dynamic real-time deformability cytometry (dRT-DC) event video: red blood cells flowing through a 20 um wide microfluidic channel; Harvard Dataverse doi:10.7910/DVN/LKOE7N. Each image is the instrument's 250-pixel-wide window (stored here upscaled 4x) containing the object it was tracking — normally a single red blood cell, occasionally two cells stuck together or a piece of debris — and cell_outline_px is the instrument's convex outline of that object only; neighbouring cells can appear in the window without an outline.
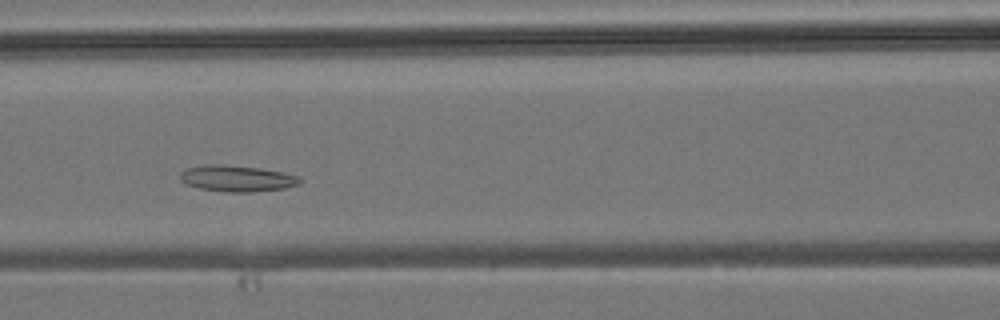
{"species": "common noctule bat (a hibernating species)", "species_latin": "Nyctalus noctula", "temperature_condition": "room temperature", "stored_images_in_passage": 34, "segment_of_instrument_passage": [1, 2], "camera_frame_rate_fps": 3000, "um_per_image_px": 0.085, "animal": {"sex": "male", "body_mass_g": 19.2, "forearm_length_mm": 51.8}, "frame": {"image": 1, "passage_image": 9, "time_ms": 2.667, "image_size_px": [1000, 320], "cell_outline_px": [[300, 184], [284, 188], [252, 192], [228, 192], [200, 188], [184, 184], [180, 180], [180, 172], [188, 168], [204, 164], [220, 164], [260, 168], [284, 172], [300, 176]], "centroid_in_image_um": [20.13, 15.16], "position_along_channel_um": 146.5, "area_um2": 18.38}}
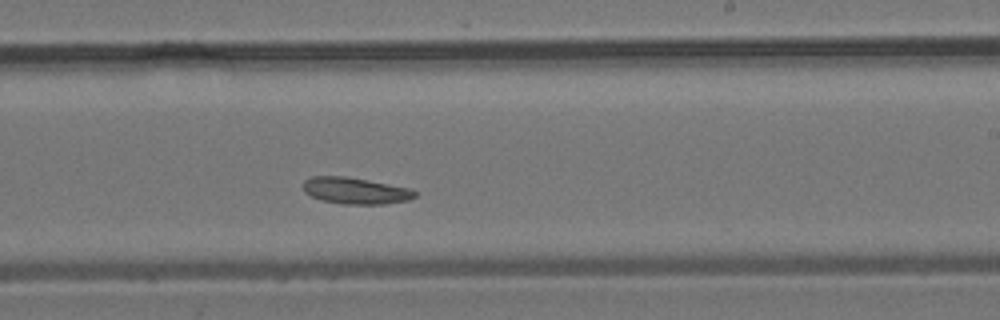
{"frame": {"image": 2, "passage_image": 16, "time_ms": 5.0, "image_size_px": [1000, 320], "cell_outline_px": [[416, 196], [408, 200], [384, 204], [344, 204], [324, 200], [312, 196], [304, 192], [304, 180], [312, 176], [344, 176], [368, 180], [412, 188], [416, 192]], "centroid_in_image_um": [30.24, 16.2], "position_along_channel_um": 258.8, "area_um2": 17.17}}
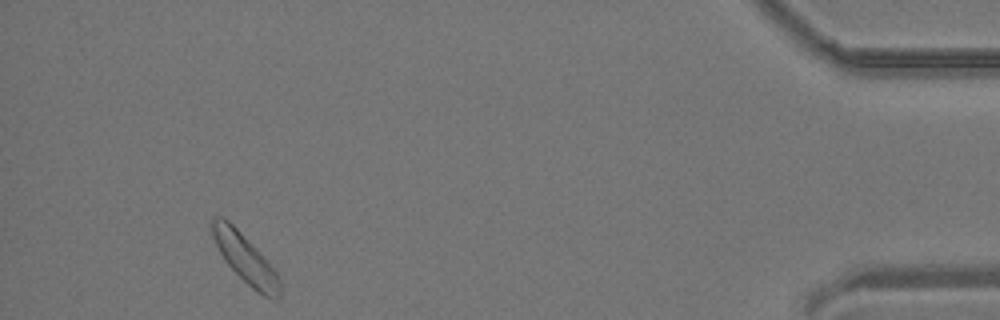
{"frame": {"image": 3, "passage_image": 30, "time_ms": 9.667, "image_size_px": [1000, 320], "cell_outline_px": [[280, 296], [276, 300], [264, 296], [252, 288], [224, 260], [212, 236], [208, 224], [212, 216], [224, 216], [240, 232], [276, 272], [280, 280]], "centroid_in_image_um": [20.78, 21.93], "position_along_channel_um": 414.4, "area_um2": 18.84}}